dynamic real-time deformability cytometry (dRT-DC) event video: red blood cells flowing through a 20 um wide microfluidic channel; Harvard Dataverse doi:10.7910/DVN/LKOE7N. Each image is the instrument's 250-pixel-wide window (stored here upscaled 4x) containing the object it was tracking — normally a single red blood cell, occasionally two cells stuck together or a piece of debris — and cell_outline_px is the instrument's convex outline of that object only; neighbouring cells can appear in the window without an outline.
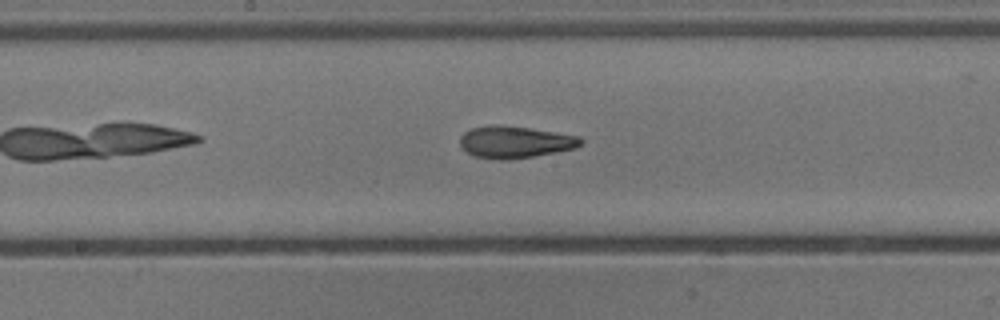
{"species": "common noctule bat (a hibernating species)", "species_latin": "Nyctalus noctula", "temperature_condition": "cold", "stored_images_in_passage": 28, "camera_frame_rate_fps": 3000, "um_per_image_px": 0.085, "animal": {"sex": "male", "body_mass_g": 13.3}, "frame": {"image": 1, "passage_image": 13, "time_ms": 4.0, "image_size_px": [1000, 320], "cell_outline_px": [[584, 140], [576, 148], [532, 156], [508, 160], [500, 160], [476, 156], [460, 148], [460, 136], [464, 132], [472, 128], [492, 124], [528, 128], [580, 136]], "centroid_in_image_um": [43.75, 12.07], "position_along_channel_um": 204.4, "area_um2": 22.31}}
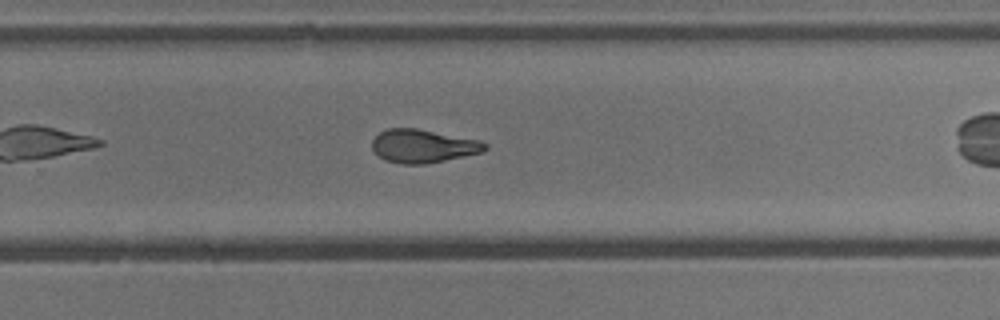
{"frame": {"image": 2, "passage_image": 20, "time_ms": 6.333, "image_size_px": [1000, 320], "cell_outline_px": [[488, 148], [480, 152], [444, 160], [424, 164], [400, 164], [384, 160], [372, 148], [372, 140], [380, 132], [388, 128], [416, 128], [480, 140], [488, 144]], "centroid_in_image_um": [35.94, 12.41], "position_along_channel_um": 293.9, "area_um2": 21.73}}